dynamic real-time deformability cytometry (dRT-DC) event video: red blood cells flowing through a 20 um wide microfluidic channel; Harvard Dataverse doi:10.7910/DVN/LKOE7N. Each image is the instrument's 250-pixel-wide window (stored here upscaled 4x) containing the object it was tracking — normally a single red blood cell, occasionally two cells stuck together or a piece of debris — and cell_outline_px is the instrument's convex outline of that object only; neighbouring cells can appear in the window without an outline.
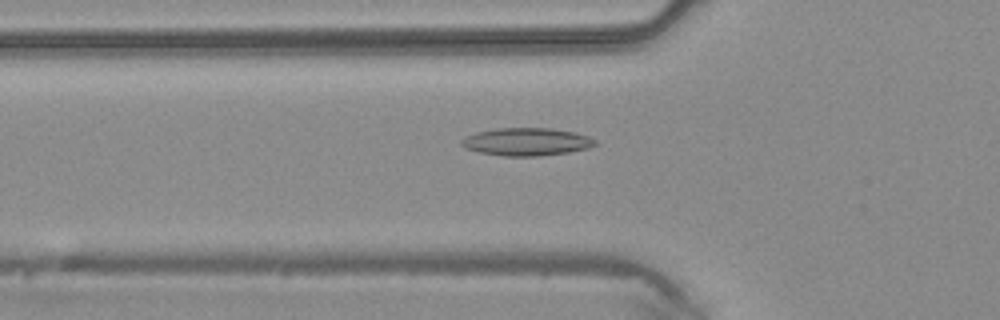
{"species": "common noctule bat (a hibernating species)", "species_latin": "Nyctalus noctula", "temperature_condition": "warm", "stored_images_in_passage": 32, "camera_frame_rate_fps": 3000, "um_per_image_px": 0.085, "animal": {"sex": "male", "body_mass_g": 20.4}, "frame": {"image": 1, "passage_image": 2, "time_ms": 0.333, "image_size_px": [1000, 320], "cell_outline_px": [[600, 144], [588, 148], [568, 152], [540, 156], [504, 156], [480, 152], [464, 148], [460, 144], [460, 140], [476, 132], [496, 128], [552, 128], [572, 132], [588, 136], [596, 140]], "centroid_in_image_um": [44.77, 12.05], "position_along_channel_um": 81.0, "area_um2": 21.68}}
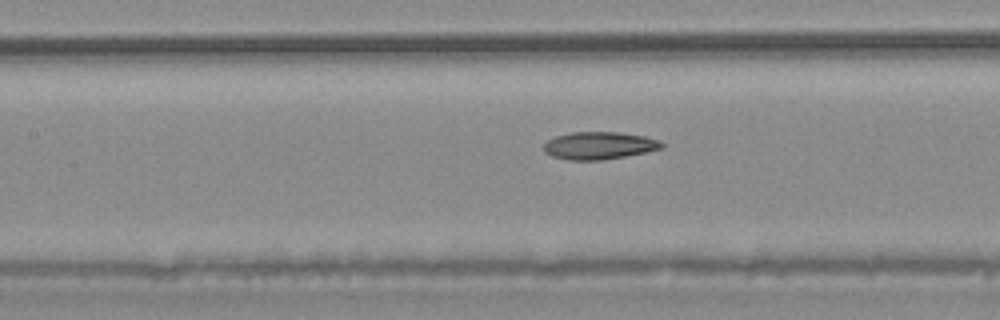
{"frame": {"image": 2, "passage_image": 7, "time_ms": 2.0, "image_size_px": [1000, 320], "cell_outline_px": [[664, 148], [624, 156], [600, 160], [568, 160], [552, 156], [544, 152], [544, 144], [548, 140], [556, 136], [572, 132], [620, 132], [644, 136], [660, 140], [664, 144]], "centroid_in_image_um": [50.93, 12.37], "position_along_channel_um": 156.5, "area_um2": 18.84}}
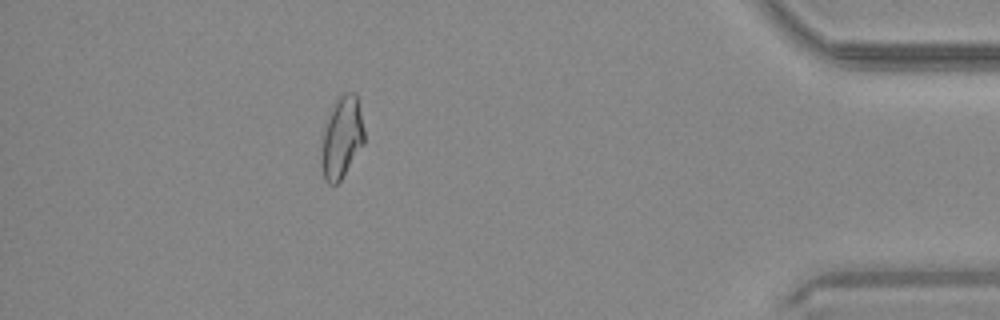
{"frame": {"image": 3, "passage_image": 27, "time_ms": 8.667, "image_size_px": [1000, 320], "cell_outline_px": [[364, 144], [340, 180], [336, 184], [328, 184], [324, 180], [324, 128], [332, 108], [336, 100], [340, 96], [348, 92], [356, 92], [364, 128]], "centroid_in_image_um": [29.11, 11.65], "position_along_channel_um": 406.1, "area_um2": 19.48}}